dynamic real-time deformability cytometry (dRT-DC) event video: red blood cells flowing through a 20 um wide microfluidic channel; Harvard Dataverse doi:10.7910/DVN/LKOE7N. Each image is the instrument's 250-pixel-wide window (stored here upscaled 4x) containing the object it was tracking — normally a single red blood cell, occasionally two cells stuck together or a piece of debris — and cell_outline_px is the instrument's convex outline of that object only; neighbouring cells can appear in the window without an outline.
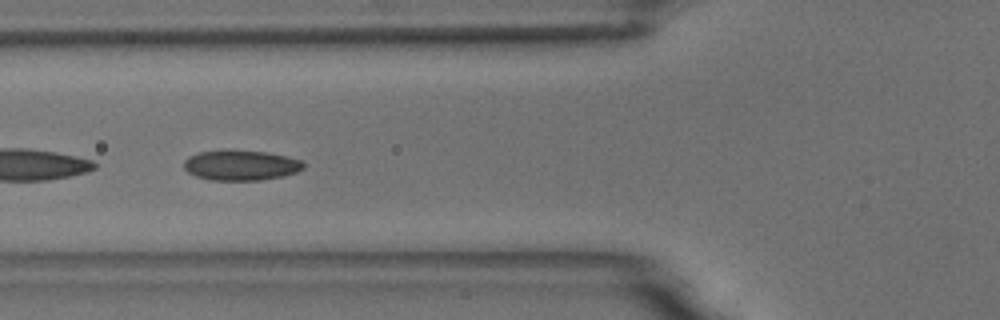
{"species": "common noctule bat (a hibernating species)", "species_latin": "Nyctalus noctula", "temperature_condition": "room temperature", "stored_images_in_passage": 54, "camera_frame_rate_fps": 3000, "um_per_image_px": 0.085, "animal": {"sex": "male", "body_mass_g": 18.8}, "frame": {"image": 1, "passage_image": 21, "time_ms": 6.667, "image_size_px": [1000, 320], "cell_outline_px": [[304, 168], [296, 172], [284, 176], [260, 180], [212, 180], [196, 176], [188, 172], [184, 168], [184, 160], [188, 156], [200, 152], [232, 148], [268, 152], [300, 160], [304, 164]], "centroid_in_image_um": [20.45, 14.02], "position_along_channel_um": 105.4, "area_um2": 21.39}}
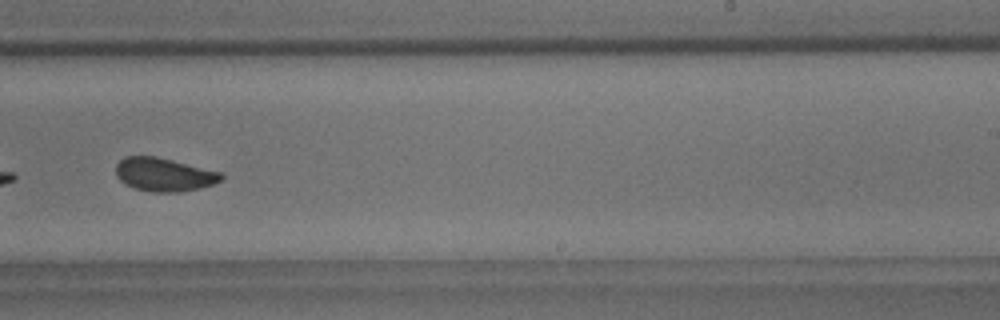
{"frame": {"image": 2, "passage_image": 35, "time_ms": 11.333, "image_size_px": [1000, 320], "cell_outline_px": [[224, 176], [220, 180], [212, 184], [200, 188], [180, 192], [152, 192], [136, 188], [124, 184], [116, 176], [116, 164], [124, 156], [156, 156], [220, 172]], "centroid_in_image_um": [13.9, 14.84], "position_along_channel_um": 275.1, "area_um2": 20.4}, "authors_computed_cell_mechanics": {"area_um2": 20.9525, "velocity_mm_per_s": 3.6337, "shape_relaxation_time_tau1_ms": 5.4228, "shape_relaxation_time_tau2_ms": 1.399, "deformation_change_tau1": 0.0968, "deformation_change_tau2": 0.0686}}